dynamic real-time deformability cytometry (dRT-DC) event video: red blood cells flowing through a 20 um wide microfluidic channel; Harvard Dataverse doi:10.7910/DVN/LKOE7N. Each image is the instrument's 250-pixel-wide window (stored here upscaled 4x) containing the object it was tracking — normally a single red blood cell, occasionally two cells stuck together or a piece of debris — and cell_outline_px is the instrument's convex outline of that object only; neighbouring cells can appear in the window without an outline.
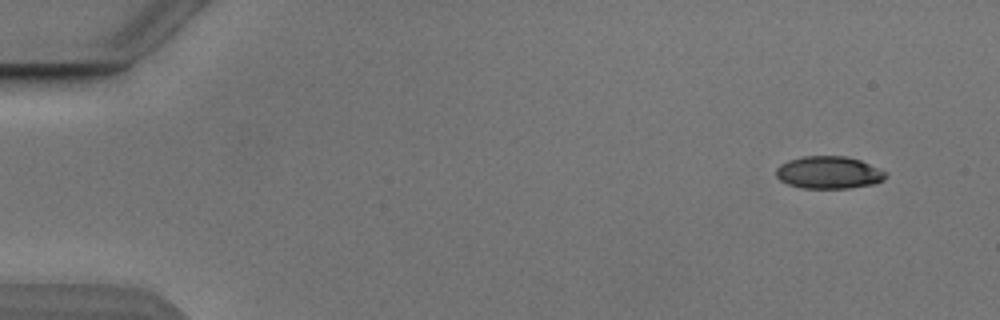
{"species": "Egyptian fruit bat (a non-hibernating species)", "species_latin": "Rousettus aegyptiacus", "temperature_condition": "cold", "stored_images_in_passage": 50, "camera_frame_rate_fps": 3000, "um_per_image_px": 0.085, "animal": {"sex": "male"}, "frame": {"image": 1, "passage_image": 1, "time_ms": 0.0, "image_size_px": [1000, 320], "cell_outline_px": [[888, 172], [884, 180], [876, 184], [848, 188], [804, 188], [788, 184], [780, 180], [776, 176], [776, 168], [780, 164], [788, 160], [804, 156], [844, 156], [860, 160]], "centroid_in_image_um": [70.46, 14.66], "position_along_channel_um": 14.5, "area_um2": 20.81}}
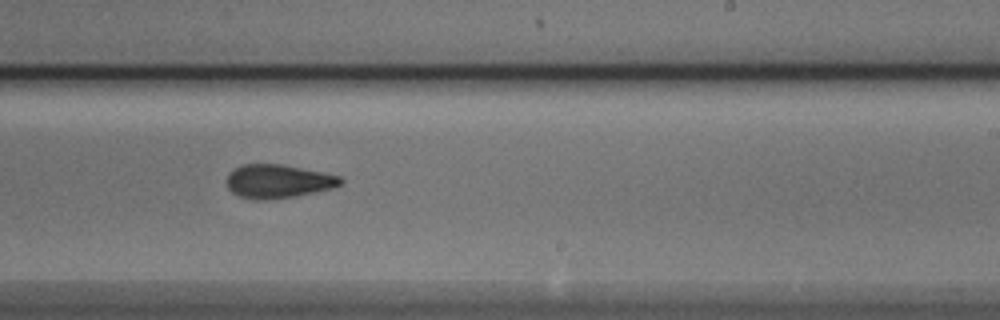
{"frame": {"image": 2, "passage_image": 30, "time_ms": 9.667, "image_size_px": [1000, 320], "cell_outline_px": [[344, 184], [336, 188], [296, 196], [268, 200], [252, 200], [240, 196], [232, 192], [228, 188], [228, 172], [244, 164], [280, 164], [324, 172], [340, 176], [344, 180]], "centroid_in_image_um": [23.7, 15.42], "position_along_channel_um": 265.3, "area_um2": 22.54}}
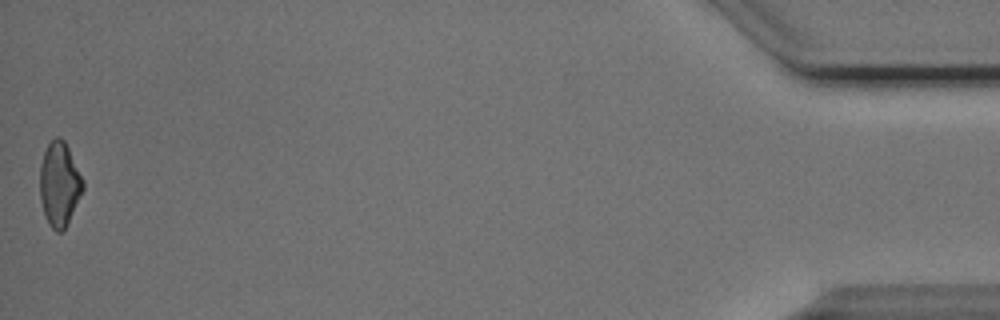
{"frame": {"image": 3, "passage_image": 50, "time_ms": 16.333, "image_size_px": [1000, 320], "cell_outline_px": [[84, 188], [64, 228], [60, 232], [56, 232], [48, 224], [44, 216], [40, 200], [40, 164], [44, 152], [48, 144], [56, 136], [60, 136], [64, 140], [84, 180]], "centroid_in_image_um": [5.03, 15.63], "position_along_channel_um": 430.2, "area_um2": 20.98}, "authors_computed_cell_mechanics": {"area_um2": 22.1952, "velocity_mm_per_s": 3.8775, "shape_relaxation_time_tau1_ms": 3.8927, "shape_relaxation_time_tau2_ms": 2.7973, "deformation_change_tau1": 0.1266, "deformation_change_tau2": 0.1032}}